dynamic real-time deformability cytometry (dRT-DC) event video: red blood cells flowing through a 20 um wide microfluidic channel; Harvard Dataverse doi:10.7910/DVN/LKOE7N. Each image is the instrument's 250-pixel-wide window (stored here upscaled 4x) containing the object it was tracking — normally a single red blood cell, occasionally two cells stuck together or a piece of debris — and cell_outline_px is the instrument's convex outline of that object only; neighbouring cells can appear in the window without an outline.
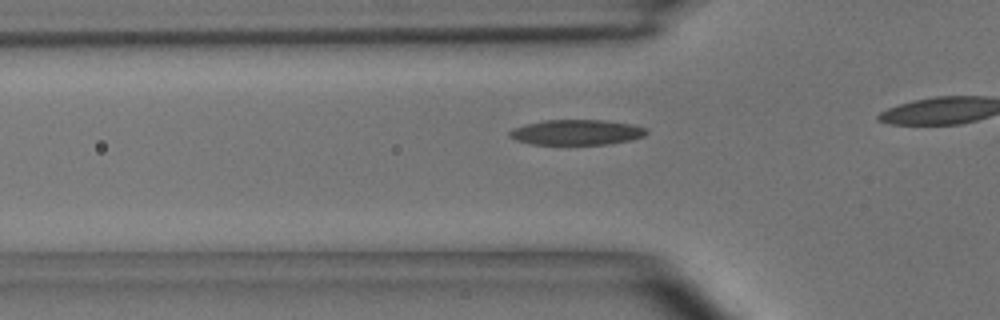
{"species": "common noctule bat (a hibernating species)", "species_latin": "Nyctalus noctula", "temperature_condition": "room temperature", "stored_images_in_passage": 33, "camera_frame_rate_fps": 3000, "um_per_image_px": 0.085, "animal": {"sex": "male", "body_mass_g": 15.6}, "frame": {"image": 1, "passage_image": 10, "time_ms": 3.0, "image_size_px": [1000, 320], "cell_outline_px": [[648, 132], [644, 136], [632, 140], [608, 144], [532, 144], [516, 140], [508, 136], [508, 132], [524, 124], [544, 120], [604, 120], [632, 124], [648, 128]], "centroid_in_image_um": [49.04, 11.24], "position_along_channel_um": 76.8, "area_um2": 20.23}}
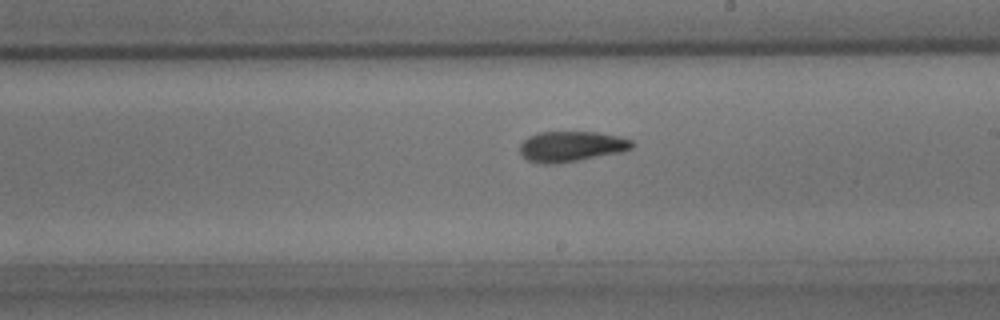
{"frame": {"image": 2, "passage_image": 22, "time_ms": 7.0, "image_size_px": [1000, 320], "cell_outline_px": [[636, 144], [632, 148], [624, 152], [580, 160], [556, 164], [540, 164], [528, 160], [520, 156], [520, 144], [528, 136], [540, 132], [596, 132], [620, 136], [632, 140]], "centroid_in_image_um": [48.58, 12.46], "position_along_channel_um": 240.4, "area_um2": 20.29}}
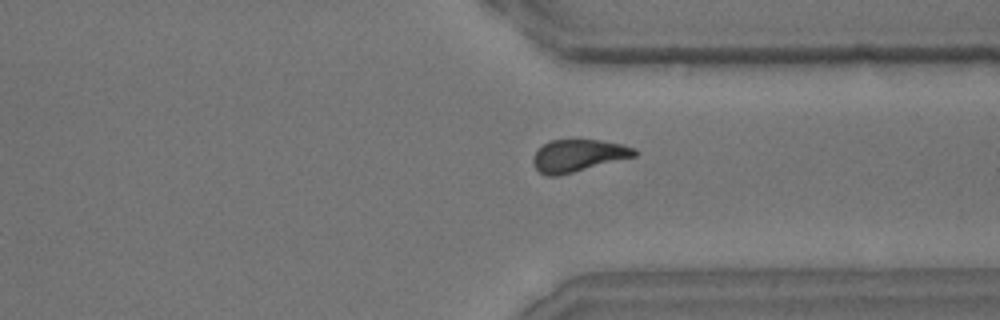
{"frame": {"image": 3, "passage_image": 31, "time_ms": 10.0, "image_size_px": [1000, 320], "cell_outline_px": [[636, 156], [560, 176], [548, 176], [540, 172], [536, 168], [532, 160], [532, 156], [544, 144], [552, 140], [600, 140], [620, 144], [636, 148]], "centroid_in_image_um": [49.14, 13.24], "position_along_channel_um": 362.3, "area_um2": 18.96}}